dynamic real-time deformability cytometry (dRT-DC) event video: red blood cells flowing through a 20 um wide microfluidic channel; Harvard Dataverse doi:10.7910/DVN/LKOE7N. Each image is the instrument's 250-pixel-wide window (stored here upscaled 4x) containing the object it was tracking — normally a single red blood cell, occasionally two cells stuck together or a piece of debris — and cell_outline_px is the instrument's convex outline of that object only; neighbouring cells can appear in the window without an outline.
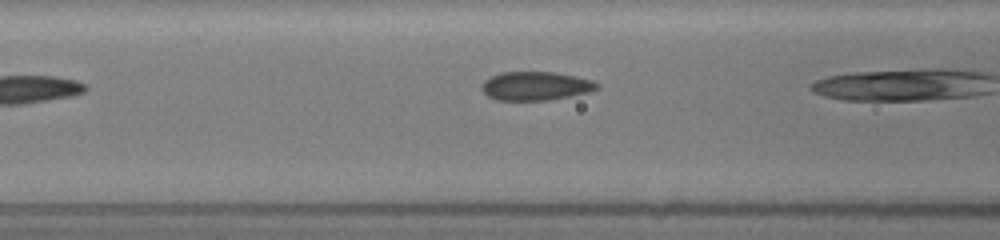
{"species": "common noctule bat (a hibernating species)", "species_latin": "Nyctalus noctula", "temperature_condition": "room temperature", "stored_images_in_passage": 8, "camera_frame_rate_fps": 3000, "um_per_image_px": 0.085, "animal": {"sex": "female", "body_mass_g": 19.5, "forearm_length_mm": 54.1}, "frame": {"image": 1, "passage_image": 7, "time_ms": 2.0, "image_size_px": [1000, 240], "cell_outline_px": [[600, 88], [588, 92], [548, 100], [496, 100], [488, 96], [480, 88], [484, 80], [500, 72], [556, 72], [592, 80], [600, 84]], "centroid_in_image_um": [45.52, 7.3], "position_along_channel_um": 121.1, "area_um2": 19.25}}